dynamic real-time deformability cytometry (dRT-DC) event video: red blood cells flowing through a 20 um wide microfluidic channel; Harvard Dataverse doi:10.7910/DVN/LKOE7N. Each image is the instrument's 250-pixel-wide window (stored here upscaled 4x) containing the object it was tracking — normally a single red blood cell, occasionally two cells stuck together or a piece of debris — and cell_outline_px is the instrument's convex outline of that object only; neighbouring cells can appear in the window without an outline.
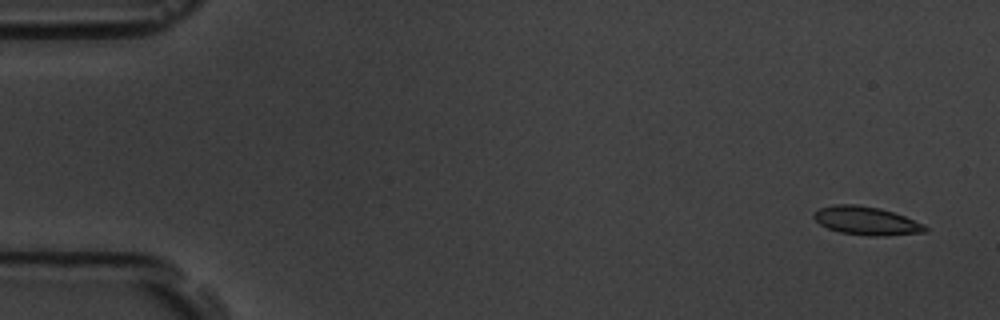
{"species": "common noctule bat (a hibernating species)", "species_latin": "Nyctalus noctula", "temperature_condition": "room temperature", "stored_images_in_passage": 5, "camera_frame_rate_fps": 3000, "um_per_image_px": 0.085, "animal": {"sex": "male", "body_mass_g": 19.5, "forearm_length_mm": 54.6}, "frame": {"image": 1, "passage_image": 1, "time_ms": 0.0, "image_size_px": [1000, 320], "cell_outline_px": [[928, 232], [884, 236], [872, 236], [840, 232], [828, 228], [820, 224], [812, 216], [820, 208], [832, 204], [856, 204], [880, 208], [904, 216], [924, 224], [928, 228]], "centroid_in_image_um": [73.66, 18.77], "position_along_channel_um": 11.3, "area_um2": 18.38}}
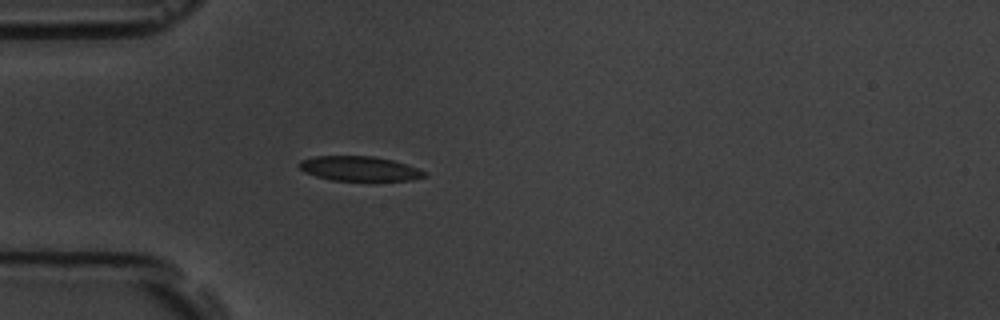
{"frame": {"image": 2, "passage_image": 5, "time_ms": 4.667, "image_size_px": [1000, 320], "cell_outline_px": [[428, 176], [412, 180], [332, 180], [316, 176], [304, 172], [296, 164], [300, 160], [316, 156], [372, 156], [392, 160], [428, 172]], "centroid_in_image_um": [30.53, 14.33], "position_along_channel_um": 54.5, "area_um2": 17.92}}